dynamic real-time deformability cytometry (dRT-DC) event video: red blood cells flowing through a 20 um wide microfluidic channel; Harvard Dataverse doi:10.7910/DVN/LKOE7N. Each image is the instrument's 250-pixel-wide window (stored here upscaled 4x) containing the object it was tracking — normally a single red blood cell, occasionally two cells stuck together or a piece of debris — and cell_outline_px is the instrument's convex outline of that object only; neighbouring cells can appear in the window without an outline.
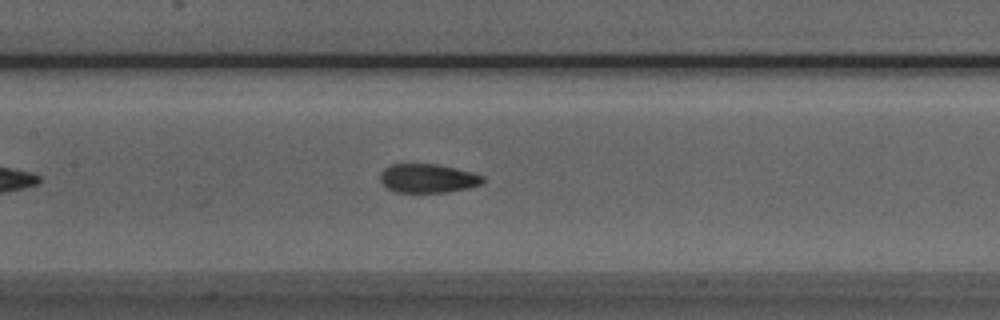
{"species": "Egyptian fruit bat (a non-hibernating species)", "species_latin": "Rousettus aegyptiacus", "temperature_condition": "room temperature", "stored_images_in_passage": 38, "camera_frame_rate_fps": 3000, "um_per_image_px": 0.085, "animal": {"sex": "male"}, "frame": {"image": 1, "passage_image": 11, "time_ms": 3.333, "image_size_px": [1000, 320], "cell_outline_px": [[484, 180], [480, 184], [468, 188], [448, 192], [392, 192], [380, 180], [380, 172], [384, 168], [392, 164], [436, 164], [456, 168], [472, 172], [484, 176]], "centroid_in_image_um": [36.35, 15.16], "position_along_channel_um": 171.0, "area_um2": 17.28}}
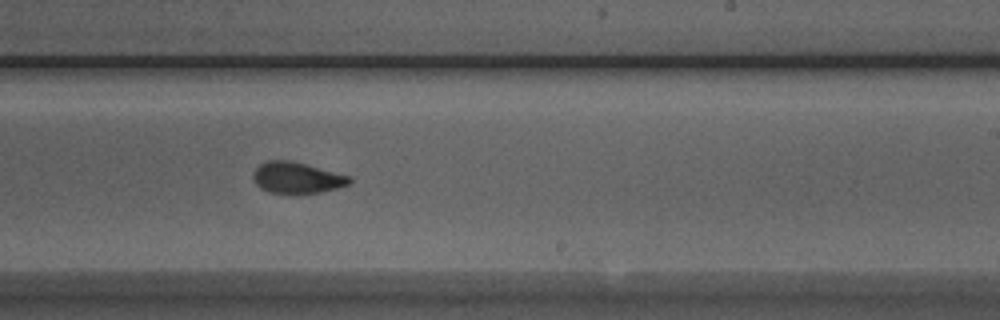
{"frame": {"image": 2, "passage_image": 18, "time_ms": 5.667, "image_size_px": [1000, 320], "cell_outline_px": [[352, 184], [320, 192], [292, 196], [268, 192], [260, 188], [252, 180], [252, 172], [260, 164], [268, 160], [292, 160], [352, 176]], "centroid_in_image_um": [25.23, 15.13], "position_along_channel_um": 263.8, "area_um2": 18.32}}
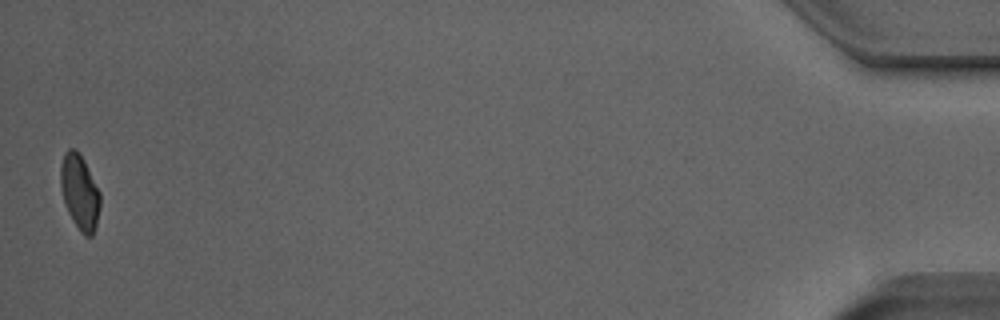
{"frame": {"image": 3, "passage_image": 38, "time_ms": 12.333, "image_size_px": [1000, 320], "cell_outline_px": [[100, 208], [96, 224], [92, 236], [84, 236], [80, 232], [68, 212], [64, 204], [60, 188], [60, 168], [64, 152], [68, 148], [76, 148], [80, 152], [100, 192]], "centroid_in_image_um": [6.76, 16.3], "position_along_channel_um": 428.4, "area_um2": 17.51}, "authors_computed_cell_mechanics": {"area_um2": 17.8313, "velocity_mm_per_s": 3.9873, "shape_relaxation_time_tau1_ms": 3.2874, "shape_relaxation_time_tau2_ms": 1.3145, "deformation_change_tau1": 0.1565, "deformation_change_tau2": 0.0734}}